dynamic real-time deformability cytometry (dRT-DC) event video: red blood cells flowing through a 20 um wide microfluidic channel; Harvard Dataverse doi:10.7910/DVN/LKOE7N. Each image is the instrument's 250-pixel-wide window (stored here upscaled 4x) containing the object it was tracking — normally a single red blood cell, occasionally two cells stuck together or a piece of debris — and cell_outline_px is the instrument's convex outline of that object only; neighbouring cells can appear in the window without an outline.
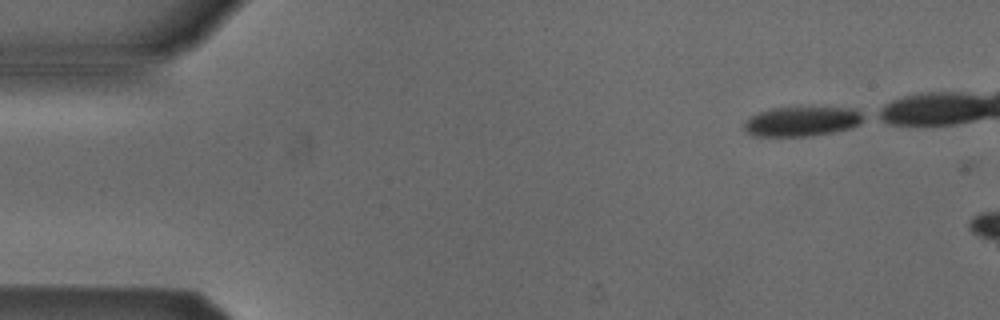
{"species": "Egyptian fruit bat (a non-hibernating species)", "species_latin": "Rousettus aegyptiacus", "temperature_condition": "cold", "stored_images_in_passage": 5, "camera_frame_rate_fps": 3000, "um_per_image_px": 0.085, "animal": {"sex": "male"}, "frame": {"image": 1, "passage_image": 5, "time_ms": 4.667, "image_size_px": [1000, 320], "cell_outline_px": [[868, 116], [860, 124], [852, 128], [832, 132], [808, 136], [752, 136], [744, 128], [744, 124], [752, 116], [760, 112], [772, 108], [856, 108], [864, 112]], "centroid_in_image_um": [68.27, 10.32], "position_along_channel_um": 16.7, "area_um2": 20.63}}